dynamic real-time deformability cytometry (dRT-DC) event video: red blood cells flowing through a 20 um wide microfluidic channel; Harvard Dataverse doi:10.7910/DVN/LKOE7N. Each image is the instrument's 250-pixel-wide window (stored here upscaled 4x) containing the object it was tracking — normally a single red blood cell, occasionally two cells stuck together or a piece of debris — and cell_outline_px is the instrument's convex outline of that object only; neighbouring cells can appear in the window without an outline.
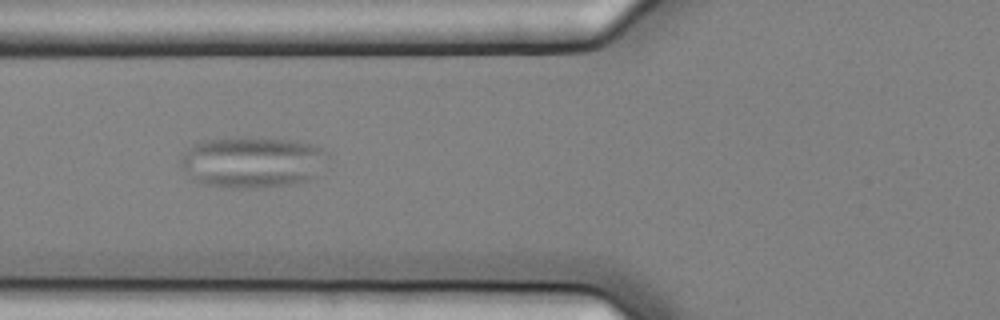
{"species": "common noctule bat (a hibernating species)", "species_latin": "Nyctalus noctula", "temperature_condition": "cold", "stored_images_in_passage": 7, "camera_frame_rate_fps": 3000, "um_per_image_px": 0.085, "animal": {"sex": "female", "body_mass_g": 25.1}, "frame": {"image": 1, "passage_image": 3, "time_ms": 0.667, "image_size_px": [1000, 320], "cell_outline_px": [[328, 156], [316, 176], [308, 180], [292, 184], [256, 188], [232, 188], [204, 184], [192, 180], [180, 164], [180, 160], [196, 144], [204, 140], [244, 136], [296, 140], [312, 144], [328, 152]], "centroid_in_image_um": [21.49, 13.77], "position_along_channel_um": 104.3, "area_um2": 43.99}}
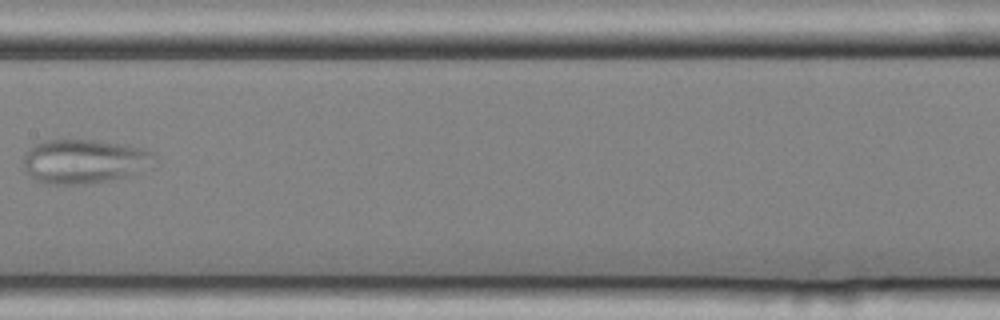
{"frame": {"image": 2, "passage_image": 5, "time_ms": 1.333, "image_size_px": [1000, 320], "cell_outline_px": [[156, 156], [136, 172], [124, 176], [108, 180], [88, 184], [44, 184], [36, 180], [24, 168], [24, 156], [32, 144], [44, 140], [96, 140], [124, 144], [144, 148], [152, 152]], "centroid_in_image_um": [7.07, 13.69], "position_along_channel_um": 200.3, "area_um2": 33.23}}